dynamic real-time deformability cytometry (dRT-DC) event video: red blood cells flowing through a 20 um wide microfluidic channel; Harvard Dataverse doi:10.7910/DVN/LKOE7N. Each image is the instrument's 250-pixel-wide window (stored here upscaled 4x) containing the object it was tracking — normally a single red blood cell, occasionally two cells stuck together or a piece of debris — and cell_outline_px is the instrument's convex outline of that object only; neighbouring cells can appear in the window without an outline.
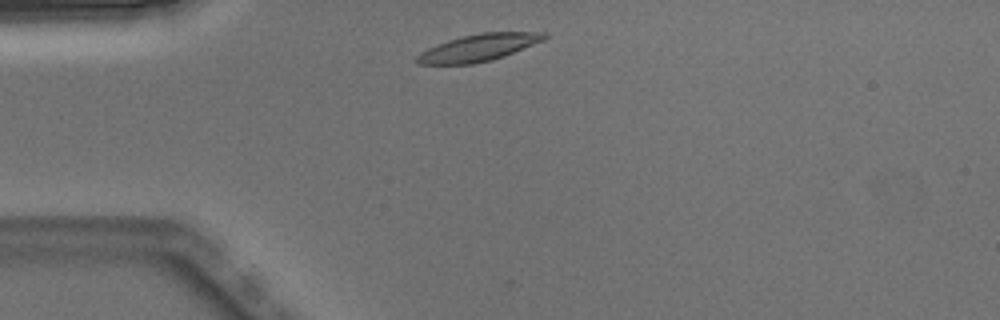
{"species": "Egyptian fruit bat (a non-hibernating species)", "species_latin": "Rousettus aegyptiacus", "temperature_condition": "warm", "stored_images_in_passage": 4, "camera_frame_rate_fps": 3000, "um_per_image_px": 0.085, "animal": {"sex": "male"}, "frame": {"image": 1, "passage_image": 1, "time_ms": 0.0, "image_size_px": [1000, 320], "cell_outline_px": [[548, 36], [544, 40], [504, 56], [492, 60], [472, 64], [416, 64], [416, 56], [420, 52], [436, 44], [448, 40], [480, 32], [548, 32]], "centroid_in_image_um": [40.68, 4.05], "position_along_channel_um": 44.3, "area_um2": 20.06}}
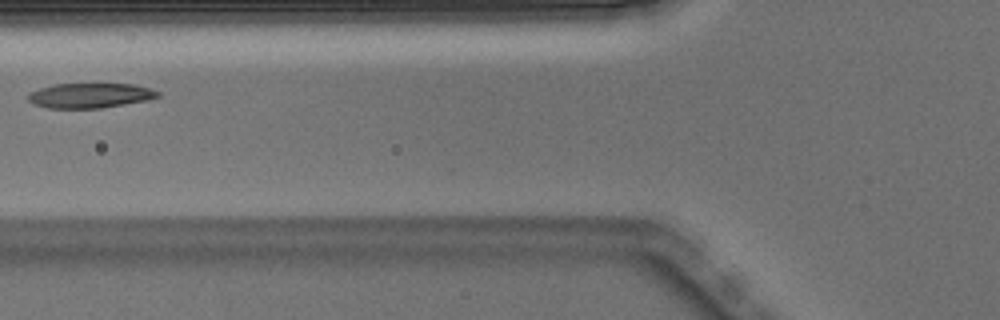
{"frame": {"image": 2, "passage_image": 3, "time_ms": 0.667, "image_size_px": [1000, 320], "cell_outline_px": [[160, 96], [148, 100], [100, 108], [48, 108], [32, 104], [28, 100], [28, 92], [40, 88], [56, 84], [132, 84], [152, 88], [160, 92]], "centroid_in_image_um": [7.65, 8.12], "position_along_channel_um": 118.1, "area_um2": 18.84}}
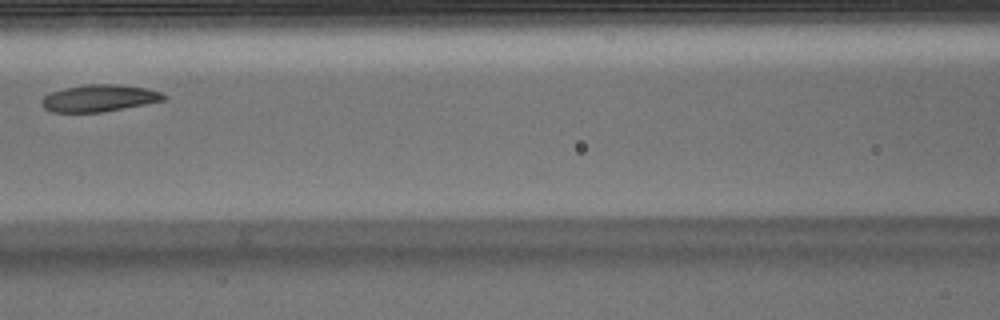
{"frame": {"image": 3, "passage_image": 4, "time_ms": 1.0, "image_size_px": [1000, 320], "cell_outline_px": [[168, 96], [164, 100], [144, 104], [100, 112], [52, 112], [44, 108], [40, 104], [40, 100], [44, 96], [52, 92], [64, 88], [84, 84], [120, 84], [148, 88], [160, 92]], "centroid_in_image_um": [8.41, 8.33], "position_along_channel_um": 158.2, "area_um2": 19.19}}